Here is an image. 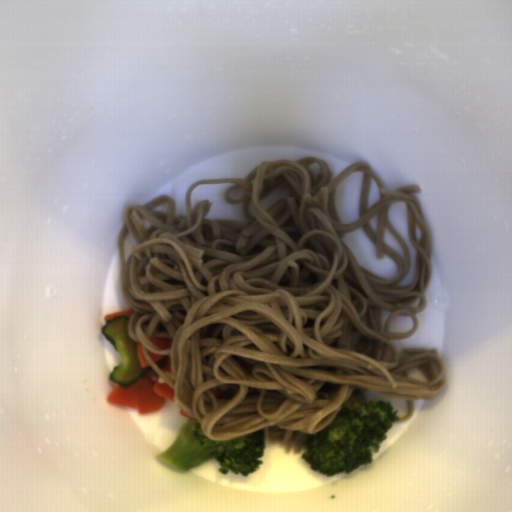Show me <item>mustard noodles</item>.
Here are the masks:
<instances>
[{
  "instance_id": "1",
  "label": "mustard noodles",
  "mask_w": 512,
  "mask_h": 512,
  "mask_svg": "<svg viewBox=\"0 0 512 512\" xmlns=\"http://www.w3.org/2000/svg\"><path fill=\"white\" fill-rule=\"evenodd\" d=\"M319 163L316 180L308 168ZM365 172L360 218L340 224L335 188L352 172ZM315 156L264 161L244 178L200 179L185 198L186 215L167 194L145 204L125 203L117 235L119 280L124 300L134 310L127 333L142 342L143 356L159 383L174 390L175 404L200 423L204 435L226 441L263 430L265 443L299 454L307 435L324 430L356 391L373 390L387 400H406L405 423L414 401H432L446 385L436 349L398 350L392 340H407L419 330L432 274L431 233L425 223L417 185L387 190L365 161L355 162L333 179ZM372 178L380 200L368 208ZM236 183L224 193L229 204L243 202L248 223L204 219L208 200L193 211L190 194L202 183ZM243 196L231 200L232 190ZM291 190L267 211L259 201L276 188ZM168 203L167 213L153 210ZM407 204L411 244L417 251L413 282L395 287L407 275L409 252L387 222L394 202ZM378 213L377 234L368 225ZM151 223L144 228L141 219ZM364 227L383 252L398 263L391 279L359 267L339 239ZM385 226L405 254L383 244ZM137 245L125 263L127 234ZM387 317L383 332L381 315ZM411 316L408 332H388L396 315ZM153 337L172 338L160 350ZM172 356V372L163 373L147 350ZM417 367L428 382L409 378ZM223 392L215 397L211 390Z\"/></svg>"
}]
</instances>
